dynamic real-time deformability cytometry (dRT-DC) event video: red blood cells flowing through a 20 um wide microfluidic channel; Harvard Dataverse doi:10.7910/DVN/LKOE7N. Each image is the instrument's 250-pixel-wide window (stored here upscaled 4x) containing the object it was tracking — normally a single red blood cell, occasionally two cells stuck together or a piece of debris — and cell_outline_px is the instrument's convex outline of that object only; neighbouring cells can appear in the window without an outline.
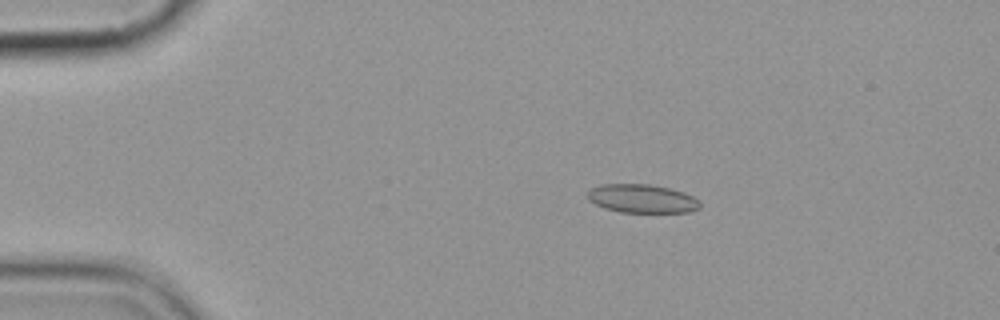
{"species": "common noctule bat (a hibernating species)", "species_latin": "Nyctalus noctula", "temperature_condition": "cold", "stored_images_in_passage": 6, "camera_frame_rate_fps": 3000, "um_per_image_px": 0.085, "animal": {"sex": "female", "body_mass_g": 19.9}, "frame": {"image": 1, "passage_image": 4, "time_ms": 3.333, "image_size_px": [1000, 320], "cell_outline_px": [[700, 208], [688, 212], [620, 212], [604, 208], [588, 200], [588, 192], [592, 188], [600, 184], [648, 184], [668, 188], [684, 192], [700, 200]], "centroid_in_image_um": [54.58, 16.88], "position_along_channel_um": 30.4, "area_um2": 18.67}}
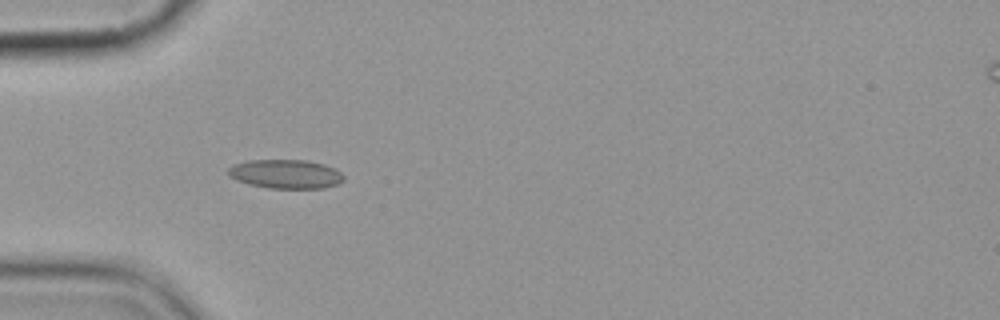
{"frame": {"image": 2, "passage_image": 5, "time_ms": 5.667, "image_size_px": [1000, 320], "cell_outline_px": [[344, 180], [336, 184], [324, 188], [268, 188], [248, 184], [236, 180], [228, 176], [228, 168], [232, 164], [248, 160], [308, 160], [324, 164], [336, 168], [344, 176]], "centroid_in_image_um": [24.26, 14.78], "position_along_channel_um": 60.7, "area_um2": 19.71}}
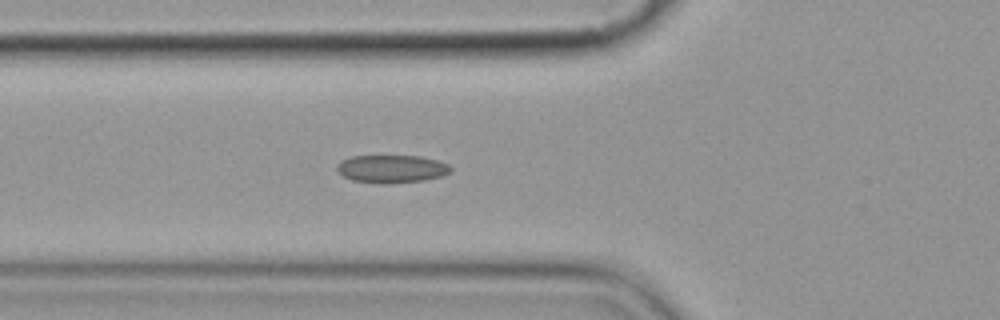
{"frame": {"image": 3, "passage_image": 6, "time_ms": 6.667, "image_size_px": [1000, 320], "cell_outline_px": [[452, 172], [440, 176], [424, 180], [388, 184], [380, 184], [352, 180], [344, 176], [336, 168], [336, 164], [340, 160], [348, 156], [420, 156], [436, 160], [448, 164], [452, 168]], "centroid_in_image_um": [33.27, 14.35], "position_along_channel_um": 92.5, "area_um2": 18.61}}